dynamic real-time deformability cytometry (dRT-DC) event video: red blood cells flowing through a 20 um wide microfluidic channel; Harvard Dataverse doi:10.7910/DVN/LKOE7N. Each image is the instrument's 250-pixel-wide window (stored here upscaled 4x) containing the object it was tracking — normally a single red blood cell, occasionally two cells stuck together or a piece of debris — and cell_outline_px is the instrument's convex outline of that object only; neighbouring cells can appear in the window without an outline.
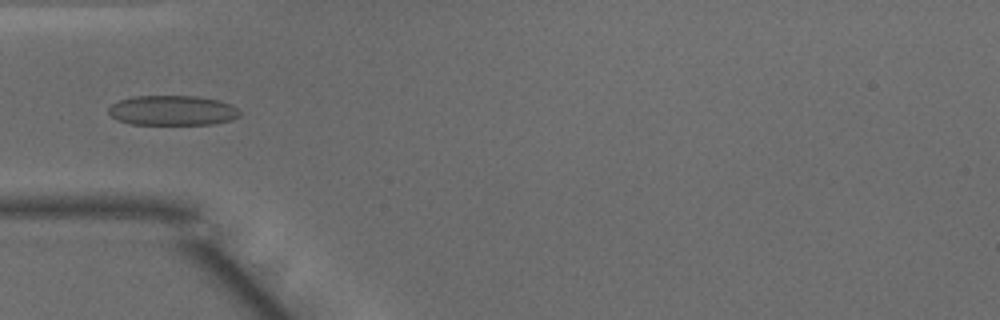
{"species": "common noctule bat (a hibernating species)", "species_latin": "Nyctalus noctula", "temperature_condition": "warm", "stored_images_in_passage": 41, "camera_frame_rate_fps": 3000, "um_per_image_px": 0.085, "animal": {"sex": "male", "body_mass_g": 15.6}, "frame": {"image": 1, "passage_image": 8, "time_ms": 2.333, "image_size_px": [1000, 320], "cell_outline_px": [[240, 116], [232, 120], [212, 124], [132, 124], [120, 120], [112, 116], [108, 112], [108, 108], [112, 104], [120, 100], [132, 96], [196, 96], [220, 100], [232, 104], [240, 112]], "centroid_in_image_um": [14.7, 9.38], "position_along_channel_um": 70.3, "area_um2": 22.89}}
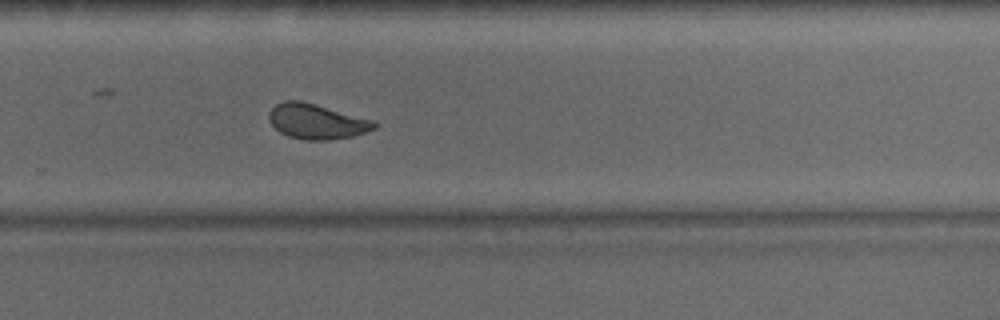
{"frame": {"image": 2, "passage_image": 25, "time_ms": 8.0, "image_size_px": [1000, 320], "cell_outline_px": [[380, 124], [376, 128], [352, 136], [328, 140], [304, 140], [288, 136], [280, 132], [268, 120], [268, 112], [276, 104], [284, 100], [300, 100], [316, 104], [376, 120]], "centroid_in_image_um": [26.94, 10.31], "position_along_channel_um": 302.9, "area_um2": 21.79}}
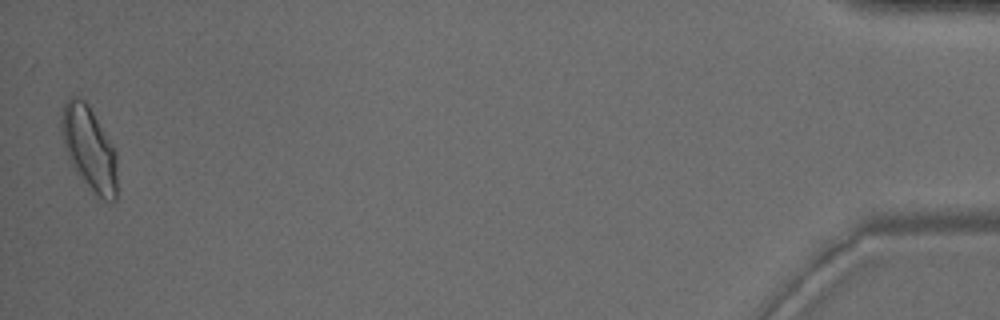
{"frame": {"image": 3, "passage_image": 41, "time_ms": 13.333, "image_size_px": [1000, 320], "cell_outline_px": [[116, 200], [96, 200], [72, 164], [68, 156], [64, 144], [60, 128], [60, 116], [64, 104], [68, 96], [76, 96], [84, 100], [88, 104], [116, 148]], "centroid_in_image_um": [7.59, 12.61], "position_along_channel_um": 427.6, "area_um2": 27.63}, "authors_computed_cell_mechanics": {"area_um2": 22.1952, "velocity_mm_per_s": 4.0865, "shape_relaxation_time_tau1_ms": 7.6484, "shape_relaxation_time_tau2_ms": 0.8529, "deformation_change_tau1": 0.1899, "deformation_change_tau2": 0.0604}}